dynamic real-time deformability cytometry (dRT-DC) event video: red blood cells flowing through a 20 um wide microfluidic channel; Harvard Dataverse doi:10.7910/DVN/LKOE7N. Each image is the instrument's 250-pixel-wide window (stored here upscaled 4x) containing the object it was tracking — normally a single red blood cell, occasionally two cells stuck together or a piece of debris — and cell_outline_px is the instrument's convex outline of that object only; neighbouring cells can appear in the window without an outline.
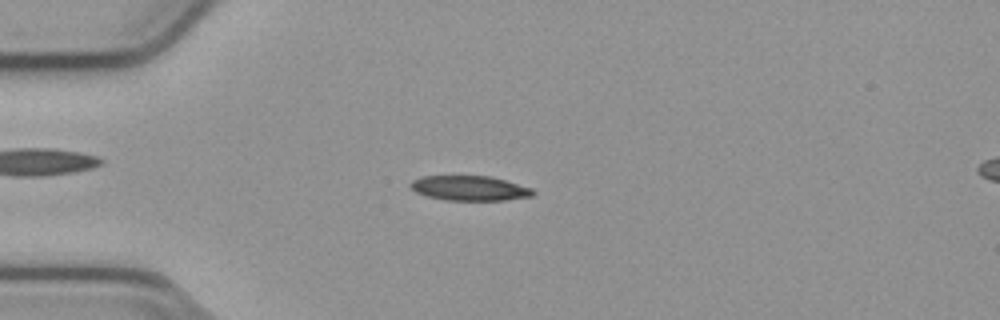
{"species": "common noctule bat (a hibernating species)", "species_latin": "Nyctalus noctula", "temperature_condition": "cold", "stored_images_in_passage": 49, "camera_frame_rate_fps": 3000, "um_per_image_px": 0.085, "animal": {"sex": "male", "body_mass_g": 23.1, "forearm_length_mm": 52.7}, "frame": {"image": 1, "passage_image": 9, "time_ms": 2.667, "image_size_px": [1000, 320], "cell_outline_px": [[536, 192], [532, 196], [504, 200], [444, 200], [428, 196], [416, 192], [408, 184], [412, 180], [420, 176], [488, 176], [504, 180], [532, 188]], "centroid_in_image_um": [39.9, 15.99], "position_along_channel_um": 45.1, "area_um2": 17.63}}
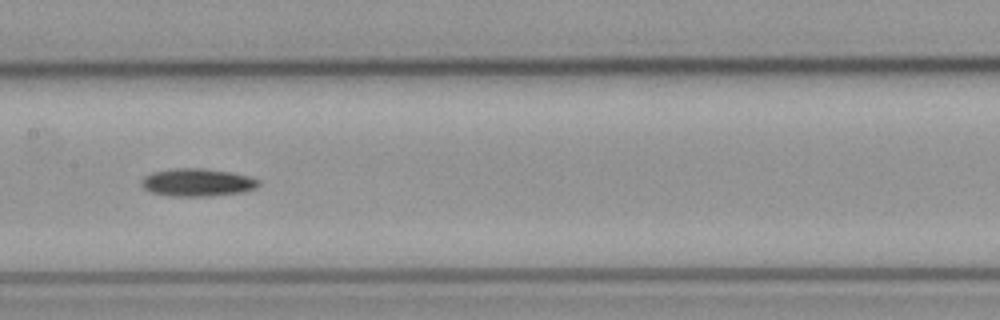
{"frame": {"image": 2, "passage_image": 22, "time_ms": 7.0, "image_size_px": [1000, 320], "cell_outline_px": [[260, 184], [256, 188], [244, 192], [208, 196], [168, 196], [152, 192], [144, 188], [140, 184], [140, 180], [144, 176], [152, 172], [176, 168], [200, 168], [228, 172], [248, 176], [260, 180]], "centroid_in_image_um": [16.75, 15.51], "position_along_channel_um": 190.6, "area_um2": 18.96}}
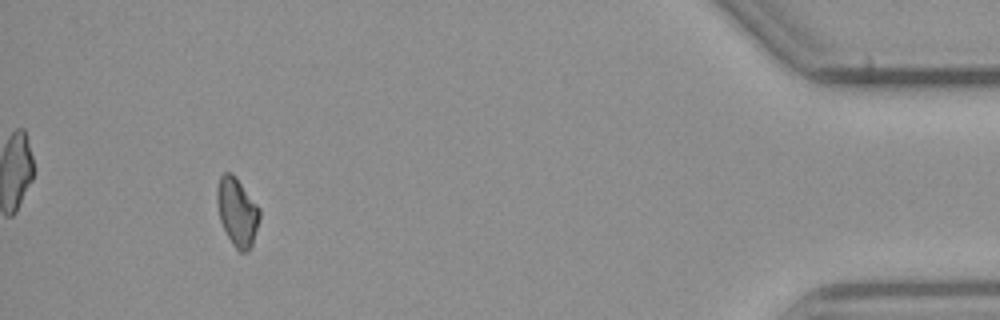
{"frame": {"image": 3, "passage_image": 45, "time_ms": 14.667, "image_size_px": [1000, 320], "cell_outline_px": [[260, 220], [252, 244], [248, 252], [240, 252], [232, 244], [220, 220], [216, 204], [216, 192], [220, 176], [224, 172], [232, 172], [260, 208]], "centroid_in_image_um": [20.16, 18.0], "position_along_channel_um": 415.0, "area_um2": 16.99}, "authors_computed_cell_mechanics": {"area_um2": 17.7446, "velocity_mm_per_s": 3.8162, "shape_relaxation_time_tau1_ms": 7.1305, "shape_relaxation_time_tau2_ms": null, "deformation_change_tau1": 0.1377, "deformation_change_tau2": null}}